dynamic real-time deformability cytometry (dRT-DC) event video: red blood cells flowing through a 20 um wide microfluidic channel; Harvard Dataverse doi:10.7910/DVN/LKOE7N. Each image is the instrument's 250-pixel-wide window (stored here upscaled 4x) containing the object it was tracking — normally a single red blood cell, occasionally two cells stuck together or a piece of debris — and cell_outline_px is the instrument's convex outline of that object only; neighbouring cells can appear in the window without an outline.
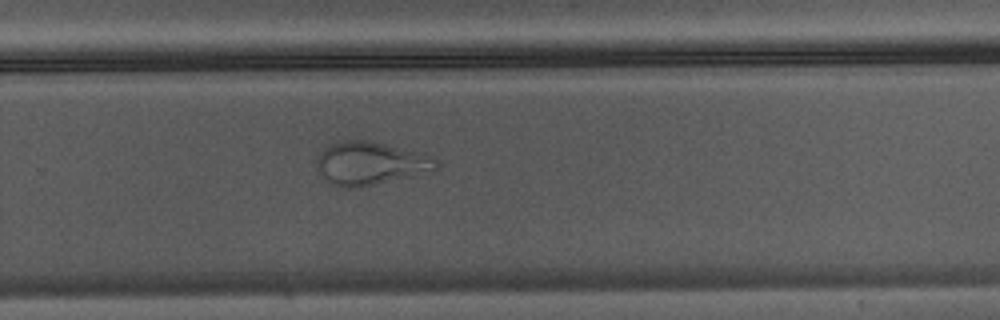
{"species": "Egyptian fruit bat (a non-hibernating species)", "species_latin": "Rousettus aegyptiacus", "temperature_condition": "warm", "stored_images_in_passage": 30, "camera_frame_rate_fps": 3000, "um_per_image_px": 0.085, "animal": {"sex": "male"}, "frame": {"image": 1, "passage_image": 21, "time_ms": 6.667, "image_size_px": [1000, 320], "cell_outline_px": [[436, 168], [360, 188], [336, 188], [316, 168], [316, 156], [324, 148], [340, 140], [368, 140], [424, 152], [436, 156]], "centroid_in_image_um": [31.42, 13.86], "position_along_channel_um": 298.4, "area_um2": 29.88}}